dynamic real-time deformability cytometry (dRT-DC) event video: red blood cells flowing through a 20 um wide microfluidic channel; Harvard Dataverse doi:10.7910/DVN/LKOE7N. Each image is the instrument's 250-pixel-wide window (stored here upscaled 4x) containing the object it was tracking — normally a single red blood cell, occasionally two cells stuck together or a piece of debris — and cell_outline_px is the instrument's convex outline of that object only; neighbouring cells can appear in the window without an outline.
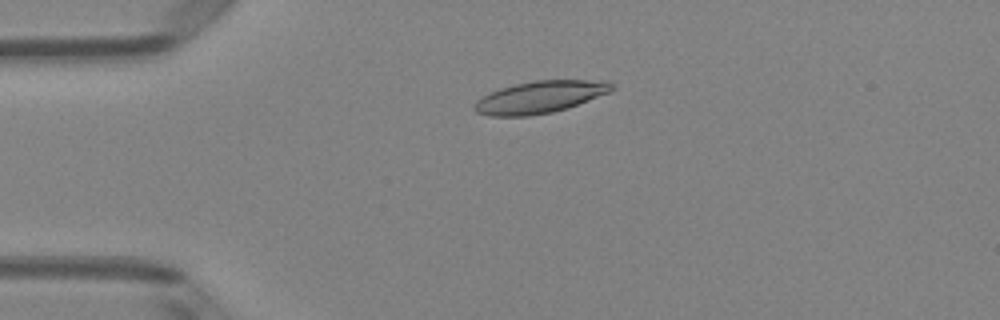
{"species": "Egyptian fruit bat (a non-hibernating species)", "species_latin": "Rousettus aegyptiacus", "temperature_condition": "room temperature", "stored_images_in_passage": 4, "camera_frame_rate_fps": 3000, "um_per_image_px": 0.085, "animal": {"sex": "female"}, "frame": {"image": 1, "passage_image": 4, "time_ms": 1.0, "image_size_px": [1000, 320], "cell_outline_px": [[616, 88], [612, 92], [568, 108], [552, 112], [528, 116], [488, 116], [476, 112], [472, 108], [476, 100], [500, 88], [516, 84], [536, 80], [608, 80], [616, 84]], "centroid_in_image_um": [45.97, 8.25], "position_along_channel_um": 39.0, "area_um2": 26.01}}